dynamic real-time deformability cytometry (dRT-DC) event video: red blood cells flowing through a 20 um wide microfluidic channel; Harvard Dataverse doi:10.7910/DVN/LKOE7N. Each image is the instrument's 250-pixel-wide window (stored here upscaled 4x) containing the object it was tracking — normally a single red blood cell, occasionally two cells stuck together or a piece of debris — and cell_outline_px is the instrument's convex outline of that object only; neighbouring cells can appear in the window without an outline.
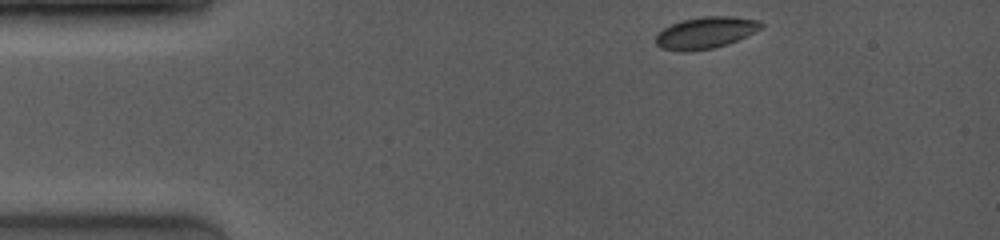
{"species": "common noctule bat (a hibernating species)", "species_latin": "Nyctalus noctula", "temperature_condition": "room temperature", "stored_images_in_passage": 28, "camera_frame_rate_fps": 4000, "um_per_image_px": 0.085, "animal": {"sex": "female", "body_mass_g": 19.0, "forearm_length_mm": 53.3}, "frame": {"image": 1, "passage_image": 1, "time_ms": 0.0, "image_size_px": [1000, 240], "cell_outline_px": [[764, 28], [748, 36], [728, 44], [712, 48], [688, 52], [684, 52], [660, 48], [656, 44], [656, 32], [680, 20], [700, 16], [732, 16], [760, 20], [764, 24]], "centroid_in_image_um": [60.0, 2.77], "position_along_channel_um": 25.0, "area_um2": 19.88}}
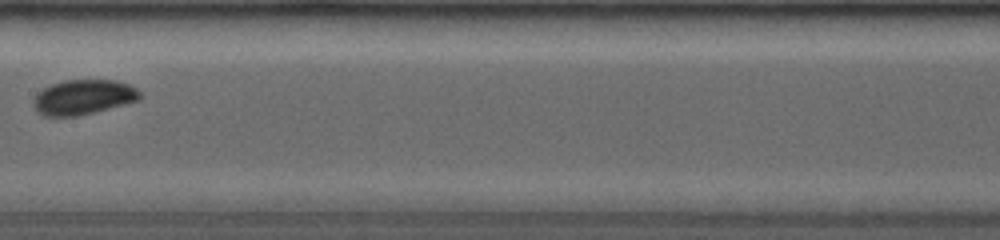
{"frame": {"image": 2, "passage_image": 15, "time_ms": 6.0, "image_size_px": [1000, 240], "cell_outline_px": [[140, 96], [136, 100], [108, 108], [76, 116], [44, 116], [32, 104], [32, 100], [44, 88], [52, 84], [64, 80], [116, 80], [128, 84], [136, 88], [140, 92]], "centroid_in_image_um": [7.06, 8.24], "position_along_channel_um": 200.3, "area_um2": 21.15}}
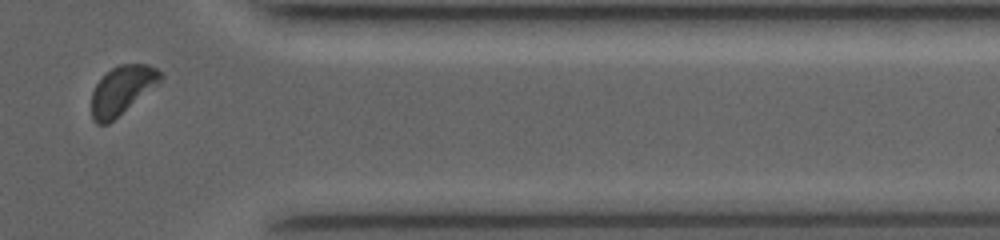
{"frame": {"image": 3, "passage_image": 25, "time_ms": 11.0, "image_size_px": [1000, 240], "cell_outline_px": [[164, 76], [160, 84], [108, 124], [96, 124], [92, 120], [92, 92], [96, 84], [112, 68], [120, 64], [148, 64], [156, 68]], "centroid_in_image_um": [10.41, 7.67], "position_along_channel_um": 401.0, "area_um2": 19.59}, "authors_computed_cell_mechanics": {"area_um2": 20.3745, "velocity_mm_per_s": 4.0964, "shape_relaxation_time_tau1_ms": 3.2773, "shape_relaxation_time_tau2_ms": null, "deformation_change_tau1": 0.0622, "deformation_change_tau2": null}}